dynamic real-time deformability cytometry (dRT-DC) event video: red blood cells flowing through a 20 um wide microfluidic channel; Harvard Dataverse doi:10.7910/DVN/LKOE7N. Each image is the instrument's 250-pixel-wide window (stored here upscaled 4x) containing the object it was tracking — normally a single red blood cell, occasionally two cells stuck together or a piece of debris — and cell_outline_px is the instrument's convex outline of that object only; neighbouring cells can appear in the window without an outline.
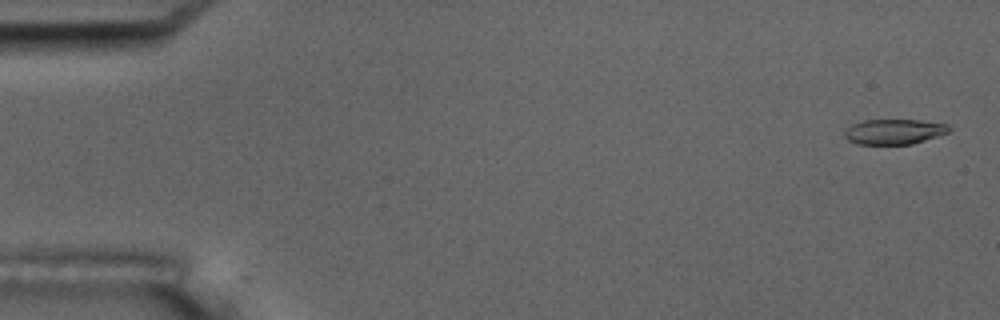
{"species": "common noctule bat (a hibernating species)", "species_latin": "Nyctalus noctula", "temperature_condition": "room temperature", "stored_images_in_passage": 4, "camera_frame_rate_fps": 3000, "um_per_image_px": 0.085, "animal": {"sex": "male", "body_mass_g": 17.5, "forearm_length_mm": 52.3}, "frame": {"image": 1, "passage_image": 1, "time_ms": 0.0, "image_size_px": [1000, 320], "cell_outline_px": [[952, 128], [948, 132], [912, 144], [856, 144], [848, 140], [844, 136], [844, 132], [852, 124], [864, 120], [920, 120], [948, 124]], "centroid_in_image_um": [75.99, 11.19], "position_along_channel_um": 9.0, "area_um2": 15.26}}